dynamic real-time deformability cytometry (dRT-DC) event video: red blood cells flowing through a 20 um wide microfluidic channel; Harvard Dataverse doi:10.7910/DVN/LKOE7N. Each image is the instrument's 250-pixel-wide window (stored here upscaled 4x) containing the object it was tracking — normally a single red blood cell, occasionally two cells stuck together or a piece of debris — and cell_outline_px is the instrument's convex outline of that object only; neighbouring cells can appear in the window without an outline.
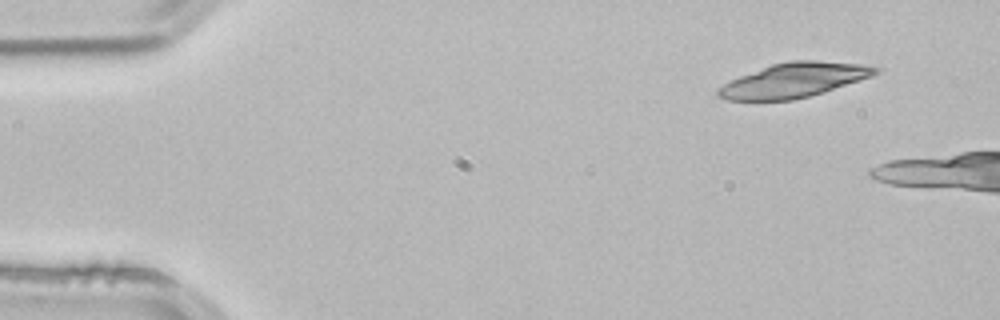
{"species": "common noctule bat (a hibernating species)", "species_latin": "Nyctalus noctula", "temperature_condition": "room temperature", "stored_images_in_passage": 2, "camera_frame_rate_fps": 3000, "um_per_image_px": 0.085, "animal": {"sex": "male", "body_mass_g": 21.5, "forearm_length_mm": 52.0}, "frame": {"image": 1, "passage_image": 1, "time_ms": 0.0, "image_size_px": [1000, 320], "cell_outline_px": [[880, 72], [872, 76], [824, 92], [792, 100], [728, 100], [716, 96], [716, 88], [740, 76], [772, 64], [792, 60], [816, 60], [860, 64], [880, 68]], "centroid_in_image_um": [67.48, 6.82], "position_along_channel_um": 17.5, "area_um2": 31.33}}